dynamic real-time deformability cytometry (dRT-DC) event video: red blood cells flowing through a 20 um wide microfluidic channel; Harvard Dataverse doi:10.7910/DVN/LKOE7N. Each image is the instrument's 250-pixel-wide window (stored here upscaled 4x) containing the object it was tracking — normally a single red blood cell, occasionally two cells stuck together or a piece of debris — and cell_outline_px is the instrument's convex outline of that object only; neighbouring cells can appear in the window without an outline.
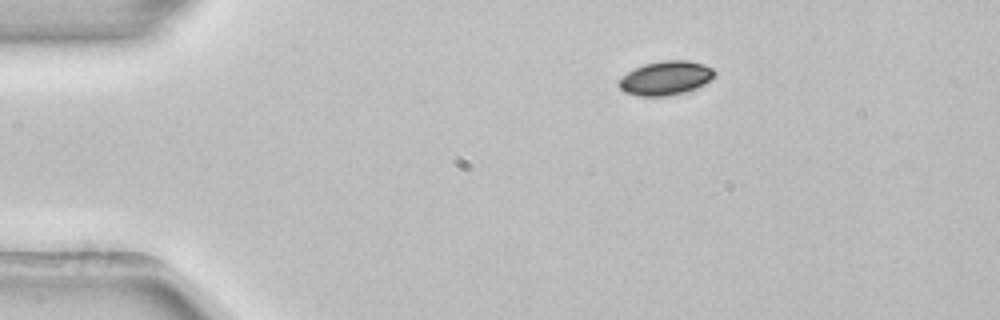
{"species": "common noctule bat (a hibernating species)", "species_latin": "Nyctalus noctula", "temperature_condition": "room temperature", "stored_images_in_passage": 44, "camera_frame_rate_fps": 3000, "um_per_image_px": 0.085, "animal": {"sex": "female", "body_mass_g": 22.7, "forearm_length_mm": 54.2}, "frame": {"image": 1, "passage_image": 1, "time_ms": 0.0, "image_size_px": [1000, 320], "cell_outline_px": [[716, 72], [704, 84], [696, 88], [684, 92], [664, 96], [640, 96], [624, 92], [620, 88], [620, 80], [628, 72], [644, 64], [660, 60], [688, 60], [704, 64], [712, 68]], "centroid_in_image_um": [56.59, 6.62], "position_along_channel_um": 28.4, "area_um2": 18.67}}
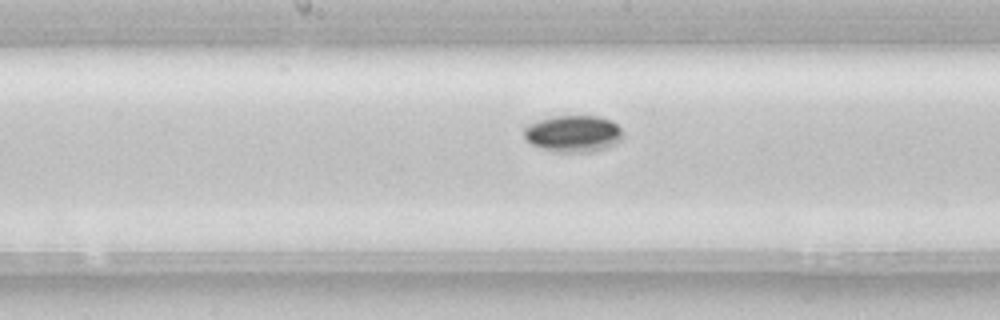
{"frame": {"image": 2, "passage_image": 19, "time_ms": 6.0, "image_size_px": [1000, 320], "cell_outline_px": [[620, 140], [616, 144], [608, 148], [592, 152], [552, 152], [540, 148], [532, 144], [524, 136], [524, 128], [540, 120], [552, 116], [600, 116], [612, 120], [620, 128]], "centroid_in_image_um": [48.74, 11.37], "position_along_channel_um": 199.5, "area_um2": 21.15}}
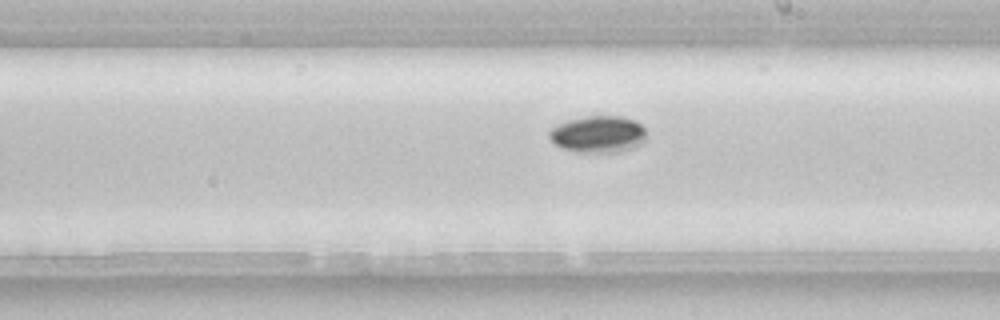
{"frame": {"image": 3, "passage_image": 22, "time_ms": 7.0, "image_size_px": [1000, 320], "cell_outline_px": [[644, 140], [640, 144], [632, 148], [620, 152], [576, 152], [560, 148], [548, 136], [548, 132], [552, 128], [568, 120], [588, 116], [620, 116], [636, 120], [644, 128]], "centroid_in_image_um": [50.83, 11.41], "position_along_channel_um": 238.2, "area_um2": 20.75}, "authors_computed_cell_mechanics": {"area_um2": 19.1896, "velocity_mm_per_s": 3.8854, "shape_relaxation_time_tau1_ms": 3.071, "shape_relaxation_time_tau2_ms": null, "deformation_change_tau1": 0.0787, "deformation_change_tau2": null}}